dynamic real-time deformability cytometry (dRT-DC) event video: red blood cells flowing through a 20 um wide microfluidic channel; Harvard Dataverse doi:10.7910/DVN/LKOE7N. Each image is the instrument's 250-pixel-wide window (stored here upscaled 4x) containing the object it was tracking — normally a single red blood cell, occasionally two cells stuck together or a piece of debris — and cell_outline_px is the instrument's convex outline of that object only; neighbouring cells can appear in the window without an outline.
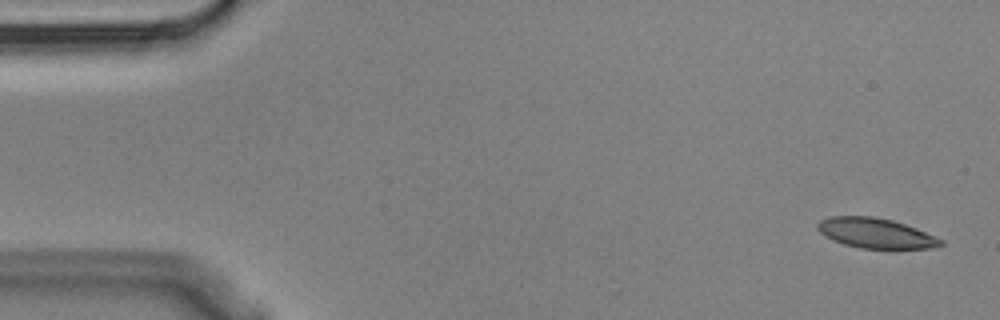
{"species": "Egyptian fruit bat (a non-hibernating species)", "species_latin": "Rousettus aegyptiacus", "temperature_condition": "cold", "stored_images_in_passage": 6, "segment_of_instrument_passage": [1, 2], "camera_frame_rate_fps": 3000, "um_per_image_px": 0.085, "animal": {"sex": "male"}, "frame": {"image": 1, "passage_image": 1, "time_ms": 0.0, "image_size_px": [1000, 320], "cell_outline_px": [[944, 244], [928, 248], [860, 248], [844, 244], [832, 240], [820, 232], [816, 228], [816, 224], [820, 220], [832, 216], [872, 216], [892, 220], [916, 228], [944, 240]], "centroid_in_image_um": [74.4, 19.81], "position_along_channel_um": 10.6, "area_um2": 21.39}}